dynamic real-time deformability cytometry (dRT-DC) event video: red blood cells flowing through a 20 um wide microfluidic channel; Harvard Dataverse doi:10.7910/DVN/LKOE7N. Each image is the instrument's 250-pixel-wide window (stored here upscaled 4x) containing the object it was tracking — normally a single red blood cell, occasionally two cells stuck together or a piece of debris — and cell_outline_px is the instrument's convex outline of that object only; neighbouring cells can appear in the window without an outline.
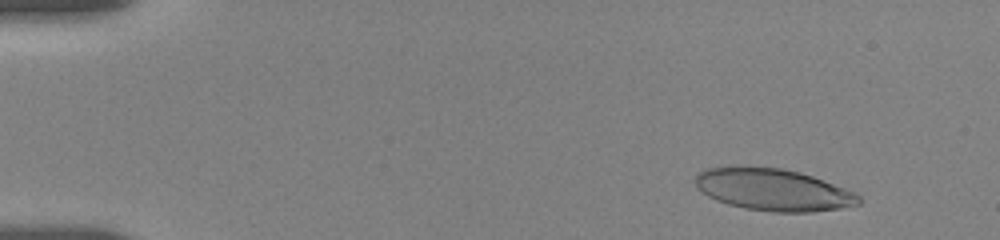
{"species": "human", "species_latin": "Homo sapiens", "temperature_condition": "room temperature", "stored_images_in_passage": 33, "camera_frame_rate_fps": 3000, "um_per_image_px": 0.085, "donor": {"sex": "female"}, "frame": {"image": 1, "passage_image": 3, "time_ms": 1.0, "image_size_px": [1000, 240], "cell_outline_px": [[860, 204], [840, 208], [812, 212], [772, 212], [744, 208], [728, 204], [716, 200], [708, 196], [696, 188], [696, 172], [704, 168], [728, 164], [748, 164], [780, 168], [800, 172], [812, 176], [856, 192], [860, 196]], "centroid_in_image_um": [65.64, 16.08], "position_along_channel_um": 19.4, "area_um2": 40.98}}
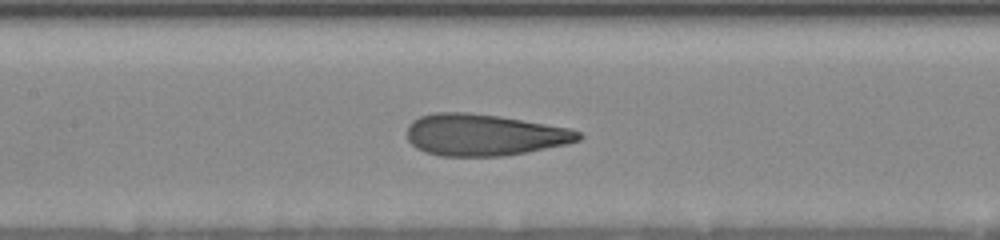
{"frame": {"image": 2, "passage_image": 19, "time_ms": 8.0, "image_size_px": [1000, 240], "cell_outline_px": [[584, 136], [580, 140], [564, 144], [528, 152], [504, 156], [440, 156], [424, 152], [416, 148], [408, 140], [408, 124], [412, 120], [420, 116], [436, 112], [468, 112], [500, 116], [568, 128], [580, 132]], "centroid_in_image_um": [41.12, 11.46], "position_along_channel_um": 166.3, "area_um2": 41.67}}
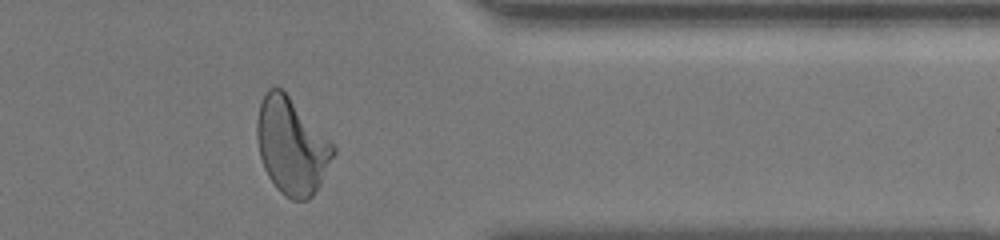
{"frame": {"image": 3, "passage_image": 30, "time_ms": 14.333, "image_size_px": [1000, 240], "cell_outline_px": [[336, 152], [320, 184], [312, 196], [308, 200], [292, 200], [284, 196], [276, 188], [268, 176], [264, 168], [260, 156], [256, 136], [256, 120], [260, 104], [268, 88], [280, 88], [336, 144]], "centroid_in_image_um": [24.8, 12.45], "position_along_channel_um": 386.6, "area_um2": 42.83}, "authors_computed_cell_mechanics": {"area_um2": 41.3848, "velocity_mm_per_s": 3.629, "shape_relaxation_time_tau1_ms": 3.9804, "shape_relaxation_time_tau2_ms": 0.9396, "deformation_change_tau1": 0.1864, "deformation_change_tau2": 0.0945}}